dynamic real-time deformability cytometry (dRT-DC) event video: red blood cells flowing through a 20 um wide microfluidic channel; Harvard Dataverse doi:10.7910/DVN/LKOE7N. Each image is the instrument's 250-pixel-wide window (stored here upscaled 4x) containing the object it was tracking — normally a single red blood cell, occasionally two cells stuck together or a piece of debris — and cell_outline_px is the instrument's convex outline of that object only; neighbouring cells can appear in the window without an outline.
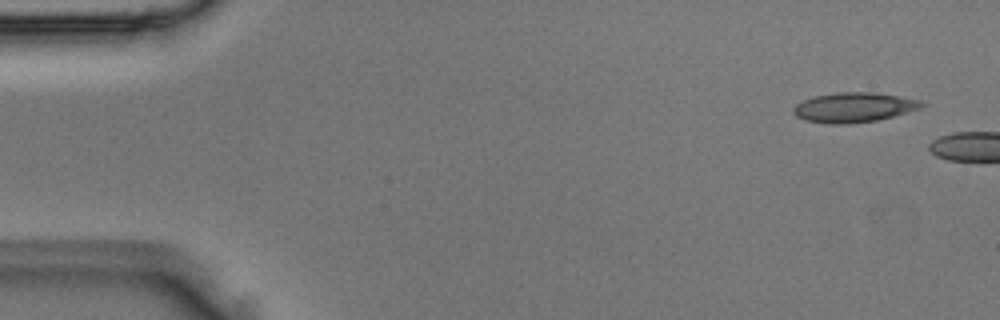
{"species": "Egyptian fruit bat (a non-hibernating species)", "species_latin": "Rousettus aegyptiacus", "temperature_condition": "room temperature", "stored_images_in_passage": 2, "camera_frame_rate_fps": 3000, "um_per_image_px": 0.085, "animal": {"sex": "male"}, "frame": {"image": 1, "passage_image": 1, "time_ms": 0.0, "image_size_px": [1000, 320], "cell_outline_px": [[924, 104], [920, 108], [892, 116], [876, 120], [848, 124], [828, 124], [804, 120], [796, 116], [792, 112], [792, 108], [796, 104], [812, 96], [836, 92], [872, 92], [900, 96], [920, 100]], "centroid_in_image_um": [72.52, 9.12], "position_along_channel_um": 12.5, "area_um2": 22.25}}